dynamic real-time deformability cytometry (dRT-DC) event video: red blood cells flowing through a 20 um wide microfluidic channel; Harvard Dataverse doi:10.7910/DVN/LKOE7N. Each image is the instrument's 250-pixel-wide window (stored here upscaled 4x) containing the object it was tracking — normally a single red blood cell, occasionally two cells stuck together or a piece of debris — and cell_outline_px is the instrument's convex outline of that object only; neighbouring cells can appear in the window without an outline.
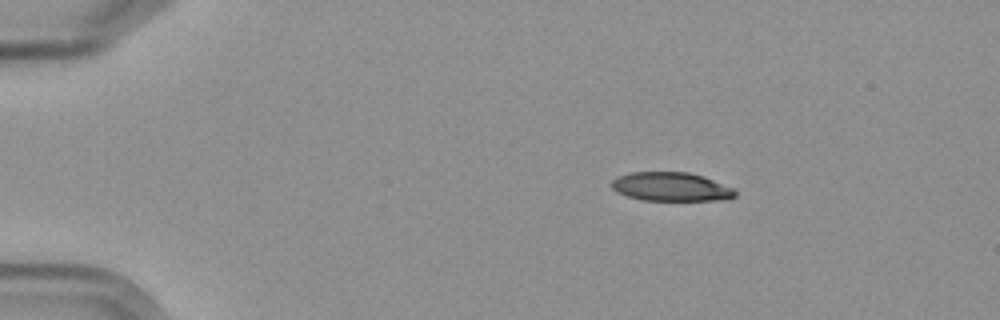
{"species": "Egyptian fruit bat (a non-hibernating species)", "species_latin": "Rousettus aegyptiacus", "temperature_condition": "cold", "stored_images_in_passage": 3, "camera_frame_rate_fps": 3000, "um_per_image_px": 0.085, "frame": {"image": 1, "passage_image": 1, "time_ms": 0.0, "image_size_px": [1000, 320], "cell_outline_px": [[736, 196], [728, 200], [640, 200], [616, 192], [608, 184], [612, 180], [620, 176], [632, 172], [688, 172], [704, 176], [732, 188], [736, 192]], "centroid_in_image_um": [57.03, 15.88], "position_along_channel_um": 28.0, "area_um2": 20.81}}